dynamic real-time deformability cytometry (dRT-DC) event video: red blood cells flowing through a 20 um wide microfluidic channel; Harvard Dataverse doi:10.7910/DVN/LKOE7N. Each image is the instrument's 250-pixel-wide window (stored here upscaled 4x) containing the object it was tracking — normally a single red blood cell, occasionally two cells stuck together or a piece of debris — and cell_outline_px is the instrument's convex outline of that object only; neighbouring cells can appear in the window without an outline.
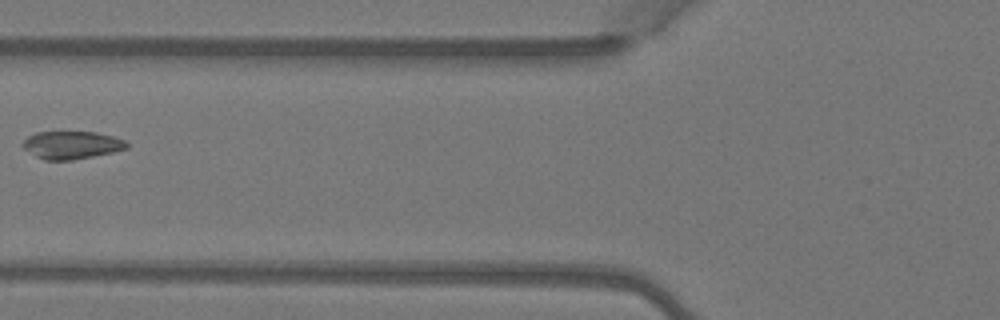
{"species": "Egyptian fruit bat (a non-hibernating species)", "species_latin": "Rousettus aegyptiacus", "temperature_condition": "warm", "stored_images_in_passage": 3, "camera_frame_rate_fps": 3000, "um_per_image_px": 0.085, "animal": {"sex": "female"}, "frame": {"image": 1, "passage_image": 3, "time_ms": 0.667, "image_size_px": [1000, 320], "cell_outline_px": [[128, 148], [112, 152], [72, 160], [44, 160], [36, 156], [24, 148], [20, 144], [28, 136], [36, 132], [96, 132], [112, 136], [124, 140], [128, 144]], "centroid_in_image_um": [6.07, 12.32], "position_along_channel_um": 119.7, "area_um2": 16.7}}